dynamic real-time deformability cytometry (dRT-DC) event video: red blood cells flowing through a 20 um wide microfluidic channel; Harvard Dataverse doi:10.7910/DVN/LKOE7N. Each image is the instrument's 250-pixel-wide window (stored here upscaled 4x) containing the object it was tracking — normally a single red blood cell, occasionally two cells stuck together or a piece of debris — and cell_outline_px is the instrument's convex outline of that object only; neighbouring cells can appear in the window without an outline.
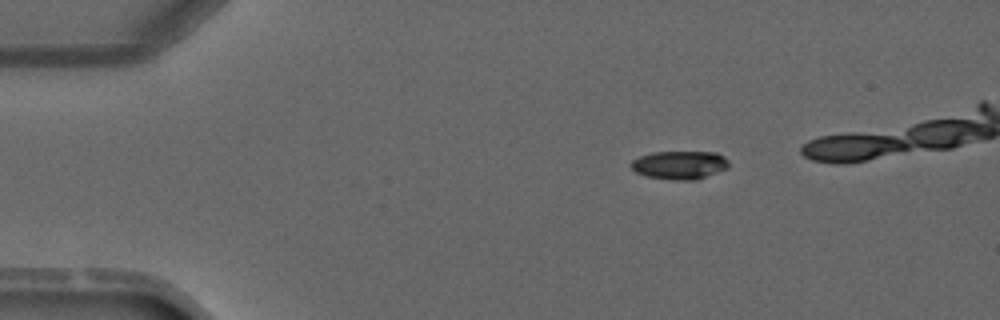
{"species": "common noctule bat (a hibernating species)", "species_latin": "Nyctalus noctula", "temperature_condition": "warm", "stored_images_in_passage": 3, "camera_frame_rate_fps": 3000, "um_per_image_px": 0.085, "animal": {"sex": "male", "forearm_length_mm": 52.5}, "frame": {"image": 1, "passage_image": 1, "time_ms": 0.0, "image_size_px": [1000, 320], "cell_outline_px": [[728, 168], [696, 180], [672, 180], [648, 176], [636, 172], [628, 164], [632, 160], [640, 156], [652, 152], [716, 152], [724, 156], [728, 160]], "centroid_in_image_um": [57.76, 14.02], "position_along_channel_um": 27.2, "area_um2": 16.18}}